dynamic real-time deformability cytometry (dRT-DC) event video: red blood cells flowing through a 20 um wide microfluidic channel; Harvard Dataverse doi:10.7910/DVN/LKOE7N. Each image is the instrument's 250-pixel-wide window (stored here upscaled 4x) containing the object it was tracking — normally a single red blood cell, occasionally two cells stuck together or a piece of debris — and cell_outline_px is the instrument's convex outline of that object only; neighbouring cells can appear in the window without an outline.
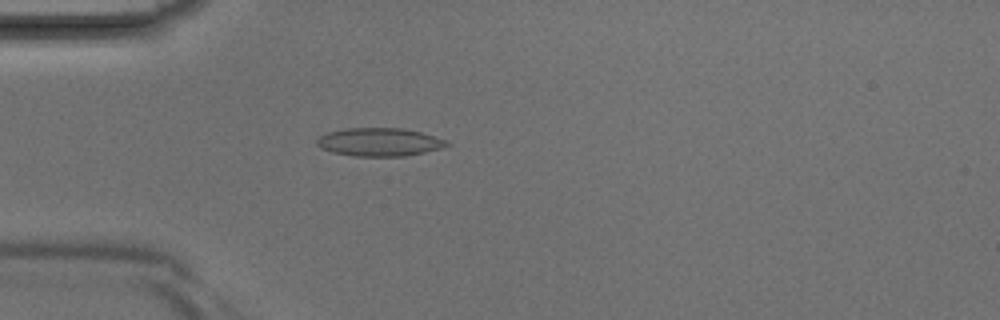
{"species": "Egyptian fruit bat (a non-hibernating species)", "species_latin": "Rousettus aegyptiacus", "temperature_condition": "room temperature", "stored_images_in_passage": 4, "camera_frame_rate_fps": 3000, "um_per_image_px": 0.085, "animal": {"sex": "male"}, "frame": {"image": 1, "passage_image": 4, "time_ms": 1.0, "image_size_px": [1000, 320], "cell_outline_px": [[448, 144], [440, 148], [424, 152], [404, 156], [356, 156], [332, 152], [320, 148], [316, 144], [316, 140], [320, 136], [328, 132], [344, 128], [404, 128], [420, 132], [444, 140]], "centroid_in_image_um": [32.17, 12.07], "position_along_channel_um": 52.8, "area_um2": 21.1}}